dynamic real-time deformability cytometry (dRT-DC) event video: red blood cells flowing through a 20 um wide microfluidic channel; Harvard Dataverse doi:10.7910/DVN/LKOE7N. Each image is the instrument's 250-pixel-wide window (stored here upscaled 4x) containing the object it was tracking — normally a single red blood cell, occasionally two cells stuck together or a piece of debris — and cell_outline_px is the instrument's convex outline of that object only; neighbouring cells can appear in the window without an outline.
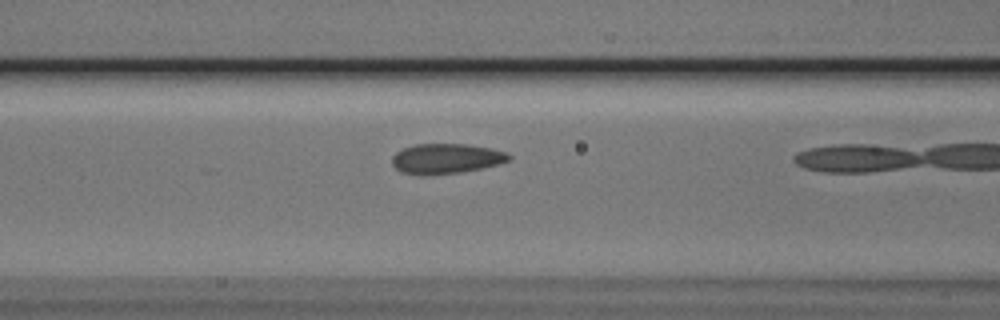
{"species": "Egyptian fruit bat (a non-hibernating species)", "species_latin": "Rousettus aegyptiacus", "temperature_condition": "cold", "stored_images_in_passage": 9, "camera_frame_rate_fps": 3000, "um_per_image_px": 0.085, "animal": {"sex": "male"}, "frame": {"image": 1, "passage_image": 8, "time_ms": 2.333, "image_size_px": [1000, 320], "cell_outline_px": [[512, 160], [500, 164], [464, 172], [424, 176], [420, 176], [400, 172], [392, 164], [392, 156], [396, 152], [404, 148], [416, 144], [464, 144], [492, 148], [508, 152], [512, 156]], "centroid_in_image_um": [37.95, 13.5], "position_along_channel_um": 128.6, "area_um2": 20.92}}